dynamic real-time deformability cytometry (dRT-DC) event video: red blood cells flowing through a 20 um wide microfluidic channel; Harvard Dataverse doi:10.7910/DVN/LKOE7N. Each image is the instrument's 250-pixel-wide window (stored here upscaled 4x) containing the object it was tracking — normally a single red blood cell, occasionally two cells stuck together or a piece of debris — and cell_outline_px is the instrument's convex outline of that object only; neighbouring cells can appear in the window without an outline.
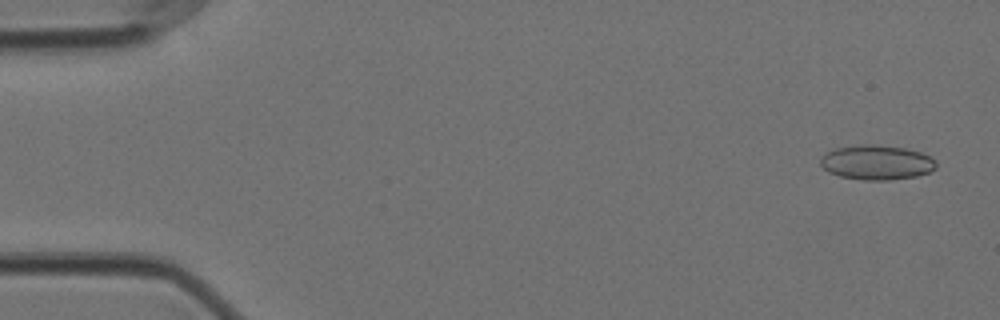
{"species": "Egyptian fruit bat (a non-hibernating species)", "species_latin": "Rousettus aegyptiacus", "temperature_condition": "cold", "stored_images_in_passage": 19, "camera_frame_rate_fps": 3000, "um_per_image_px": 0.085, "animal": {"sex": "female"}, "frame": {"image": 1, "passage_image": 3, "time_ms": 0.667, "image_size_px": [1000, 320], "cell_outline_px": [[936, 168], [932, 172], [916, 176], [888, 180], [864, 180], [840, 176], [828, 172], [820, 164], [820, 156], [836, 148], [860, 144], [872, 144], [904, 148], [920, 152], [936, 160]], "centroid_in_image_um": [74.52, 13.81], "position_along_channel_um": 10.5, "area_um2": 23.41}}
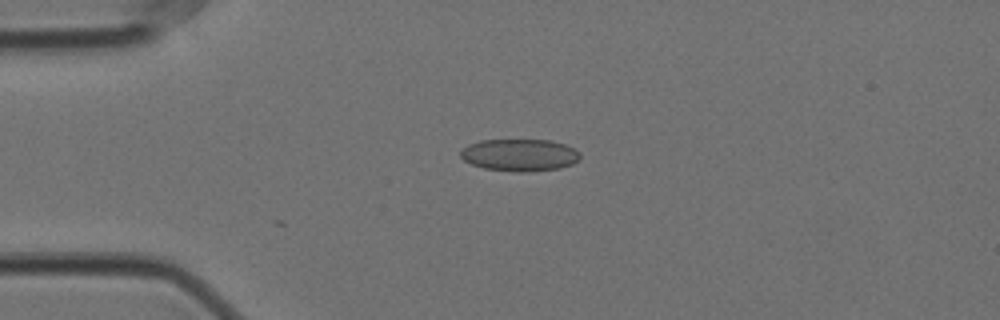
{"frame": {"image": 2, "passage_image": 14, "time_ms": 4.333, "image_size_px": [1000, 320], "cell_outline_px": [[580, 160], [572, 164], [560, 168], [524, 172], [520, 172], [484, 168], [472, 164], [464, 160], [460, 156], [460, 152], [468, 144], [480, 140], [548, 140], [564, 144], [580, 152]], "centroid_in_image_um": [44.17, 13.17], "position_along_channel_um": 40.8, "area_um2": 22.31}}